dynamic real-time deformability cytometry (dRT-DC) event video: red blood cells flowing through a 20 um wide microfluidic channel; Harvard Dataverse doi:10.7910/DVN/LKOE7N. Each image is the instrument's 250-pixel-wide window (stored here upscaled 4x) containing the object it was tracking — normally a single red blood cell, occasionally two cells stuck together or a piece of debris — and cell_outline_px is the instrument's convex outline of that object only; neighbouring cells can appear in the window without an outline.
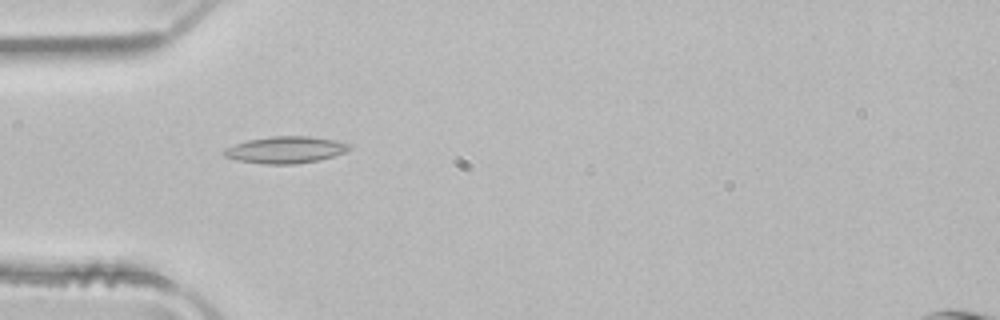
{"species": "common noctule bat (a hibernating species)", "species_latin": "Nyctalus noctula", "temperature_condition": "room temperature", "stored_images_in_passage": 2, "camera_frame_rate_fps": 3000, "um_per_image_px": 0.085, "animal": {"sex": "male", "body_mass_g": 21.5, "forearm_length_mm": 52.0}, "frame": {"image": 1, "passage_image": 1, "time_ms": 0.0, "image_size_px": [1000, 320], "cell_outline_px": [[352, 148], [344, 152], [320, 160], [296, 164], [264, 164], [240, 160], [224, 156], [220, 152], [224, 148], [248, 140], [272, 136], [312, 136], [332, 140], [348, 144]], "centroid_in_image_um": [24.24, 12.73], "position_along_channel_um": 60.8, "area_um2": 19.42}}
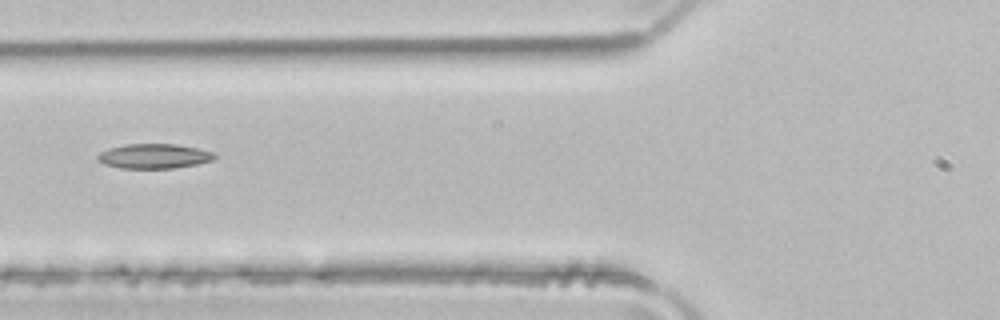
{"frame": {"image": 2, "passage_image": 2, "time_ms": 0.333, "image_size_px": [1000, 320], "cell_outline_px": [[216, 156], [212, 160], [196, 164], [172, 168], [120, 168], [104, 164], [96, 160], [96, 156], [100, 152], [108, 148], [124, 144], [176, 144], [196, 148], [212, 152]], "centroid_in_image_um": [13.02, 13.27], "position_along_channel_um": 112.8, "area_um2": 16.76}}